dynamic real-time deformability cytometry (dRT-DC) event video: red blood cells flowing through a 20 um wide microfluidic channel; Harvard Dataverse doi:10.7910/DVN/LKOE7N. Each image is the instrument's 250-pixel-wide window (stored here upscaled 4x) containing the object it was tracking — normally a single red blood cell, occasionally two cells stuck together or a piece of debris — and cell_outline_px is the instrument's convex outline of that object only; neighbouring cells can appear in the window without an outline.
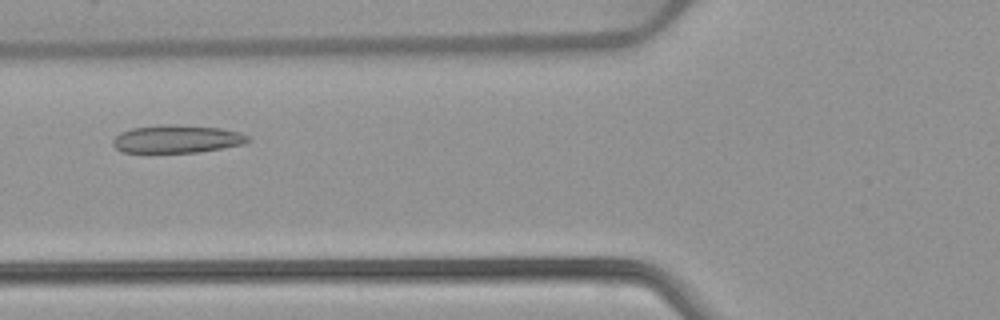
{"species": "common noctule bat (a hibernating species)", "species_latin": "Nyctalus noctula", "temperature_condition": "warm", "stored_images_in_passage": 40, "camera_frame_rate_fps": 3000, "um_per_image_px": 0.085, "animal": {"sex": "female", "body_mass_g": 22.7, "forearm_length_mm": 54.2}, "frame": {"image": 1, "passage_image": 8, "time_ms": 2.333, "image_size_px": [1000, 320], "cell_outline_px": [[252, 140], [244, 144], [200, 152], [120, 152], [112, 144], [112, 140], [120, 132], [132, 128], [164, 124], [176, 124], [220, 128], [240, 132], [248, 136]], "centroid_in_image_um": [15.05, 11.81], "position_along_channel_um": 110.8, "area_um2": 22.08}}
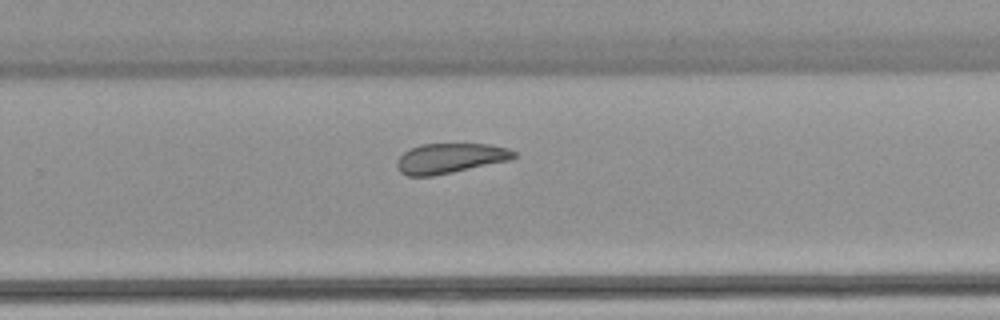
{"frame": {"image": 2, "passage_image": 22, "time_ms": 7.0, "image_size_px": [1000, 320], "cell_outline_px": [[516, 156], [512, 160], [432, 176], [408, 176], [400, 172], [396, 164], [396, 160], [404, 152], [420, 144], [488, 144], [508, 148], [516, 152]], "centroid_in_image_um": [38.27, 13.45], "position_along_channel_um": 291.5, "area_um2": 20.46}}
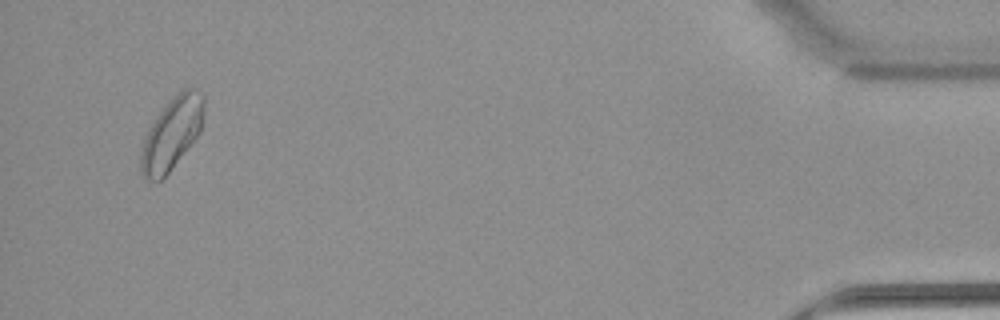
{"frame": {"image": 3, "passage_image": 38, "time_ms": 12.333, "image_size_px": [1000, 320], "cell_outline_px": [[204, 108], [200, 132], [168, 172], [160, 180], [144, 180], [140, 172], [140, 148], [144, 136], [148, 128], [156, 116], [168, 100], [184, 88], [196, 88], [204, 96]], "centroid_in_image_um": [14.56, 11.34], "position_along_channel_um": 420.6, "area_um2": 26.53}, "authors_computed_cell_mechanics": {"area_um2": 22.0507, "velocity_mm_per_s": 3.8772, "shape_relaxation_time_tau1_ms": 6.5887, "shape_relaxation_time_tau2_ms": 2.3246, "deformation_change_tau1": 0.1263, "deformation_change_tau2": 0.0638}}